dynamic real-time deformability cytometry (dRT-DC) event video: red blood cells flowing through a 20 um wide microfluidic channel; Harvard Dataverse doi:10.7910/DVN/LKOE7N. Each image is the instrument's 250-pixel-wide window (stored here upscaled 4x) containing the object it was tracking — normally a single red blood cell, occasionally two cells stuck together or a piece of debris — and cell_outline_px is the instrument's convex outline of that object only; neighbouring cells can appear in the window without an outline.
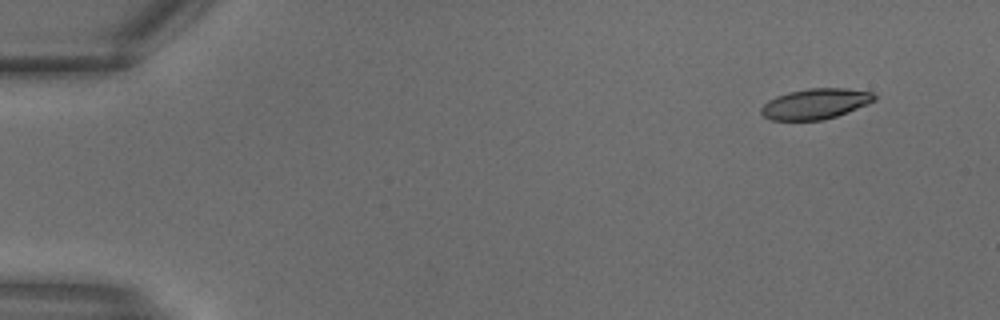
{"species": "common noctule bat (a hibernating species)", "species_latin": "Nyctalus noctula", "temperature_condition": "warm", "stored_images_in_passage": 8, "camera_frame_rate_fps": 3000, "um_per_image_px": 0.085, "animal": {"sex": "male", "body_mass_g": 18.8}, "frame": {"image": 1, "passage_image": 1, "time_ms": 0.0, "image_size_px": [1000, 320], "cell_outline_px": [[876, 100], [868, 104], [836, 116], [824, 120], [772, 120], [764, 116], [760, 112], [760, 108], [768, 100], [776, 96], [788, 92], [808, 88], [844, 88], [872, 92], [876, 96]], "centroid_in_image_um": [69.3, 8.82], "position_along_channel_um": 15.7, "area_um2": 20.11}}